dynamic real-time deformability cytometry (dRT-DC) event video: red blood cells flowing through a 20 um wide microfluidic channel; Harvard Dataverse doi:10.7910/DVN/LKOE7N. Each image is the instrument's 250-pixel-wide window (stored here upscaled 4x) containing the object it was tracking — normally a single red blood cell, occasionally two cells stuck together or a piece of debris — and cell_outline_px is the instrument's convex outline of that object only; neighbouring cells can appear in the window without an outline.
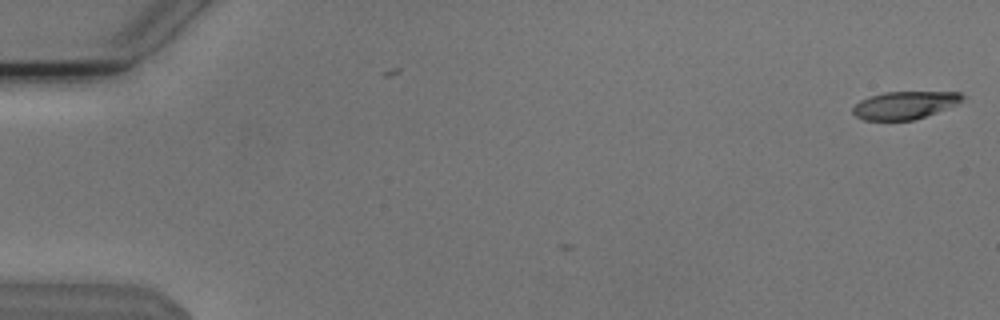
{"species": "Egyptian fruit bat (a non-hibernating species)", "species_latin": "Rousettus aegyptiacus", "temperature_condition": "cold", "stored_images_in_passage": 2, "camera_frame_rate_fps": 3000, "um_per_image_px": 0.085, "animal": {"sex": "male"}, "frame": {"image": 1, "passage_image": 2, "time_ms": 0.333, "image_size_px": [1000, 320], "cell_outline_px": [[968, 96], [956, 104], [936, 112], [912, 120], [864, 120], [856, 116], [852, 112], [852, 108], [860, 100], [884, 92], [960, 92]], "centroid_in_image_um": [76.91, 8.93], "position_along_channel_um": 8.1, "area_um2": 17.51}}